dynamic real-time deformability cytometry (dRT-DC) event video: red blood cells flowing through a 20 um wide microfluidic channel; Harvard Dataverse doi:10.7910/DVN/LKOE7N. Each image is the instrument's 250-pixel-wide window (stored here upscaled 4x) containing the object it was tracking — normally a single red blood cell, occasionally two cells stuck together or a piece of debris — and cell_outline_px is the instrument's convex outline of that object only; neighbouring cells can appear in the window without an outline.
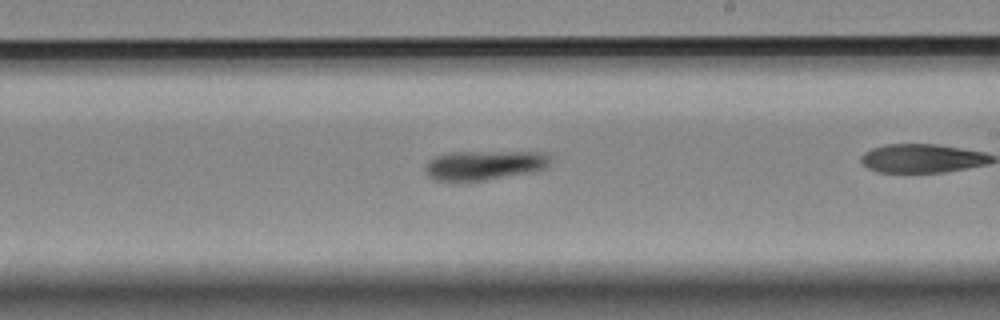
{"species": "Egyptian fruit bat (a non-hibernating species)", "species_latin": "Rousettus aegyptiacus", "temperature_condition": "room temperature", "stored_images_in_passage": 26, "camera_frame_rate_fps": 3000, "um_per_image_px": 0.085, "animal": {"sex": "female"}, "frame": {"image": 1, "passage_image": 12, "time_ms": 3.667, "image_size_px": [1000, 320], "cell_outline_px": [[552, 160], [544, 168], [532, 172], [484, 180], [432, 180], [424, 172], [424, 168], [428, 160], [436, 156], [448, 152], [544, 152], [552, 156]], "centroid_in_image_um": [41.16, 14.03], "position_along_channel_um": 247.8, "area_um2": 21.5}}